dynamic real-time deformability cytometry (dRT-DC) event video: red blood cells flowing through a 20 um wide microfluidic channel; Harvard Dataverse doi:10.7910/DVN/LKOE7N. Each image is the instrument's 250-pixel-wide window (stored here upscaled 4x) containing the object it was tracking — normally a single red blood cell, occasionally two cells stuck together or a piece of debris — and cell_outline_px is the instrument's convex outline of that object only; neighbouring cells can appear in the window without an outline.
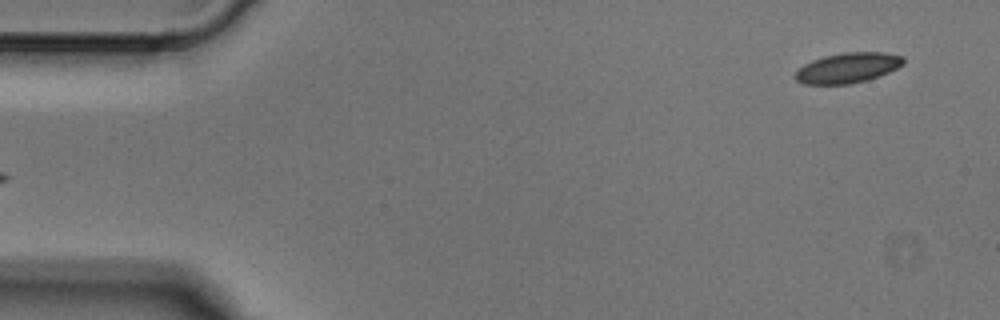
{"species": "Egyptian fruit bat (a non-hibernating species)", "species_latin": "Rousettus aegyptiacus", "temperature_condition": "cold", "stored_images_in_passage": 4, "segment_of_instrument_passage": [2, 2], "camera_frame_rate_fps": 3000, "um_per_image_px": 0.085, "animal": {"sex": "male"}, "frame": {"image": 1, "passage_image": 4, "time_ms": 1.0, "image_size_px": [1000, 320], "cell_outline_px": [[904, 64], [888, 72], [868, 80], [852, 84], [804, 84], [796, 80], [792, 76], [804, 64], [812, 60], [824, 56], [844, 52], [884, 52], [904, 56]], "centroid_in_image_um": [72.05, 5.76], "position_along_channel_um": 12.9, "area_um2": 19.13}}